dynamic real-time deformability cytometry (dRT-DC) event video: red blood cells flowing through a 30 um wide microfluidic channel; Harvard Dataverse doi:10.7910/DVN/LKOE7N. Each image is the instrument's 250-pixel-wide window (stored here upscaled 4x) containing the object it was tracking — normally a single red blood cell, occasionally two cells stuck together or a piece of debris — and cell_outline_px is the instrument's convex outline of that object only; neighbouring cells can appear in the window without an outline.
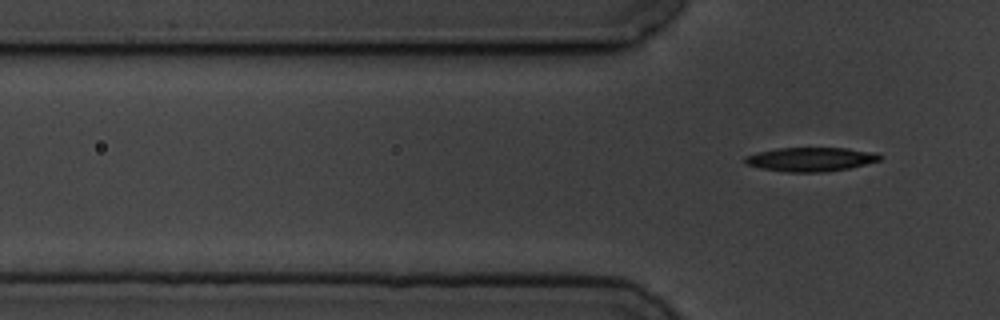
{"species": "common noctule bat (a hibernating species)", "species_latin": "Nyctalus noctula", "temperature_condition": "cold", "stored_images_in_passage": 7, "segment_of_instrument_passage": [2, 2], "camera_frame_rate_fps": 3000, "um_per_image_px": 0.085, "animal": {"sex": "male", "body_mass_g": 19.5, "forearm_length_mm": 54.6}, "frame": {"image": 1, "passage_image": 7, "time_ms": 7.333, "image_size_px": [1000, 320], "cell_outline_px": [[880, 160], [848, 168], [824, 172], [788, 172], [760, 168], [744, 164], [744, 156], [776, 148], [848, 148], [876, 152], [880, 156]], "centroid_in_image_um": [68.88, 13.54], "position_along_channel_um": 56.9, "area_um2": 18.79}}